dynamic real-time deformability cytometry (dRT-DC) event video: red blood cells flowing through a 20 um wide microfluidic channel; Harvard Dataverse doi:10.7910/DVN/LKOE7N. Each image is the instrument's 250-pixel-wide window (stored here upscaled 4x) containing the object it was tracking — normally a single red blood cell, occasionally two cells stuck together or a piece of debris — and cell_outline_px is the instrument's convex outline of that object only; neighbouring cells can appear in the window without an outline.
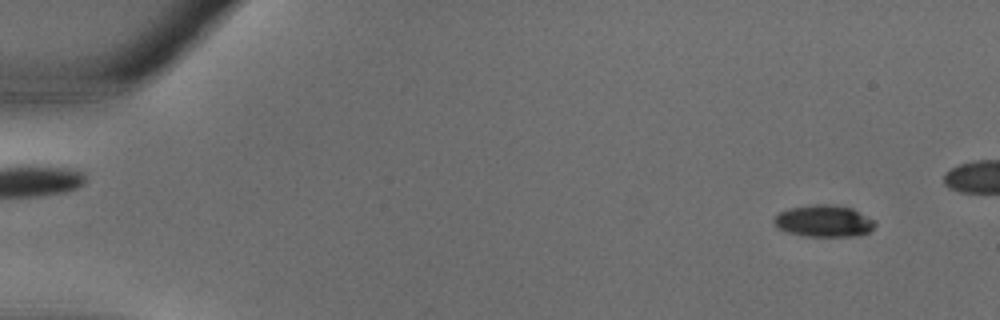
{"species": "common noctule bat (a hibernating species)", "species_latin": "Nyctalus noctula", "temperature_condition": "warm", "stored_images_in_passage": 7, "camera_frame_rate_fps": 3000, "um_per_image_px": 0.085, "animal": {"sex": "male", "body_mass_g": 18.8}, "frame": {"image": 1, "passage_image": 1, "time_ms": 0.0, "image_size_px": [1000, 320], "cell_outline_px": [[876, 224], [868, 232], [860, 236], [804, 236], [788, 232], [776, 228], [772, 220], [780, 212], [788, 208], [816, 204], [824, 204], [852, 208], [876, 220]], "centroid_in_image_um": [70.03, 18.79], "position_along_channel_um": 15.0, "area_um2": 18.79}}